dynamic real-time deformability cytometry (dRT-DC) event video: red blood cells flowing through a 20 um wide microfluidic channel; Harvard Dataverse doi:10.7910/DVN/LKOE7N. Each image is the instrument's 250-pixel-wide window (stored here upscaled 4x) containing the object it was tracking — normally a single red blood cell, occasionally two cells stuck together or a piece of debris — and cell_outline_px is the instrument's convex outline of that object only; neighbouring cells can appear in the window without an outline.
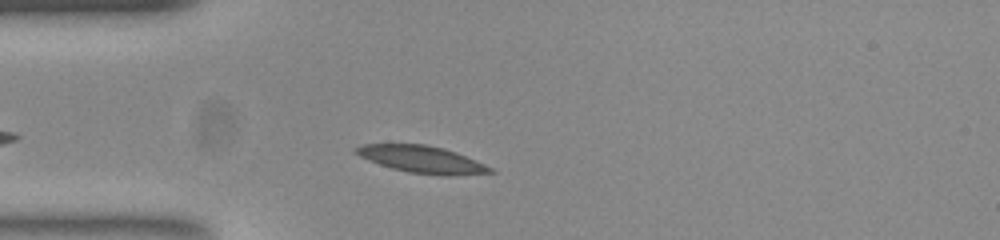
{"species": "common noctule bat (a hibernating species)", "species_latin": "Nyctalus noctula", "temperature_condition": "room temperature", "stored_images_in_passage": 38, "camera_frame_rate_fps": 3000, "um_per_image_px": 0.085, "animal": {"sex": "female", "body_mass_g": 23.0, "forearm_length_mm": 53.4}, "frame": {"image": 1, "passage_image": 6, "time_ms": 1.667, "image_size_px": [1000, 240], "cell_outline_px": [[496, 172], [448, 176], [444, 176], [408, 172], [392, 168], [368, 160], [352, 152], [352, 148], [364, 144], [424, 144], [444, 148], [456, 152], [476, 160], [492, 168]], "centroid_in_image_um": [35.84, 13.54], "position_along_channel_um": 49.2, "area_um2": 21.21}}
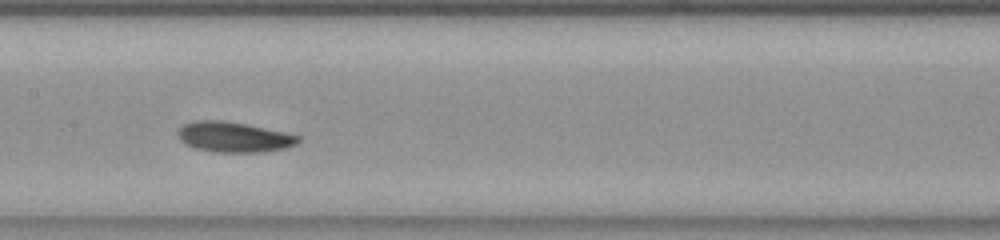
{"frame": {"image": 2, "passage_image": 18, "time_ms": 5.667, "image_size_px": [1000, 240], "cell_outline_px": [[300, 140], [296, 144], [284, 148], [264, 152], [212, 152], [196, 148], [180, 140], [180, 128], [184, 124], [196, 120], [224, 120], [284, 132], [300, 136]], "centroid_in_image_um": [19.9, 11.65], "position_along_channel_um": 187.5, "area_um2": 20.92}}
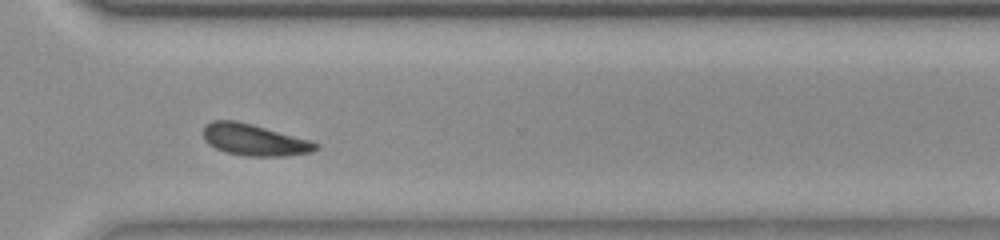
{"frame": {"image": 3, "passage_image": 31, "time_ms": 10.0, "image_size_px": [1000, 240], "cell_outline_px": [[320, 148], [312, 152], [284, 156], [244, 156], [224, 152], [208, 144], [204, 140], [204, 128], [212, 120], [232, 120], [252, 124], [312, 140], [320, 144]], "centroid_in_image_um": [21.66, 11.9], "position_along_channel_um": 348.9, "area_um2": 20.81}, "authors_computed_cell_mechanics": {"area_um2": 20.3745, "velocity_mm_per_s": 3.7284, "shape_relaxation_time_tau1_ms": 2.3822, "shape_relaxation_time_tau2_ms": 7.6189, "deformation_change_tau1": 0.1048, "deformation_change_tau2": 0.152}}